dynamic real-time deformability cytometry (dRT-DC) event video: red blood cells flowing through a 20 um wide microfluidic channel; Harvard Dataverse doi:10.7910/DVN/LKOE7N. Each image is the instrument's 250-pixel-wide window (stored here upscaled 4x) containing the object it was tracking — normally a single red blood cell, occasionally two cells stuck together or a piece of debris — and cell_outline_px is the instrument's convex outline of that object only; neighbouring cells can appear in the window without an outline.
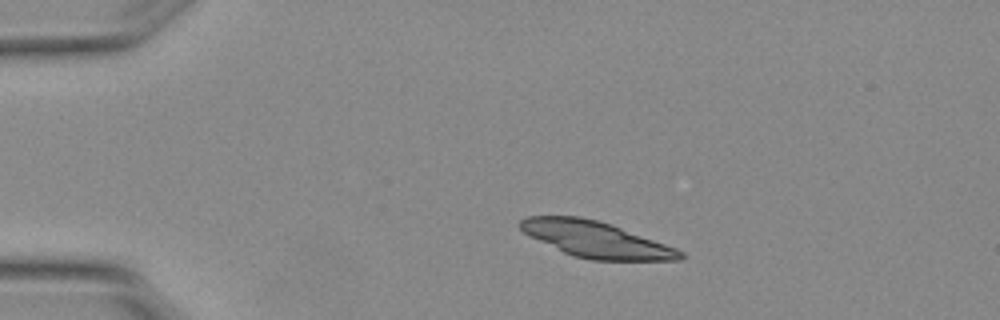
{"species": "Egyptian fruit bat (a non-hibernating species)", "species_latin": "Rousettus aegyptiacus", "temperature_condition": "warm", "stored_images_in_passage": 2, "camera_frame_rate_fps": 3000, "um_per_image_px": 0.085, "animal": {"sex": "female"}, "frame": {"image": 1, "passage_image": 1, "time_ms": 0.0, "image_size_px": [1000, 320], "cell_outline_px": [[688, 256], [680, 260], [592, 260], [572, 256], [528, 236], [520, 228], [520, 220], [528, 216], [580, 216], [612, 224], [676, 248], [684, 252]], "centroid_in_image_um": [50.67, 20.36], "position_along_channel_um": 34.3, "area_um2": 33.58}}